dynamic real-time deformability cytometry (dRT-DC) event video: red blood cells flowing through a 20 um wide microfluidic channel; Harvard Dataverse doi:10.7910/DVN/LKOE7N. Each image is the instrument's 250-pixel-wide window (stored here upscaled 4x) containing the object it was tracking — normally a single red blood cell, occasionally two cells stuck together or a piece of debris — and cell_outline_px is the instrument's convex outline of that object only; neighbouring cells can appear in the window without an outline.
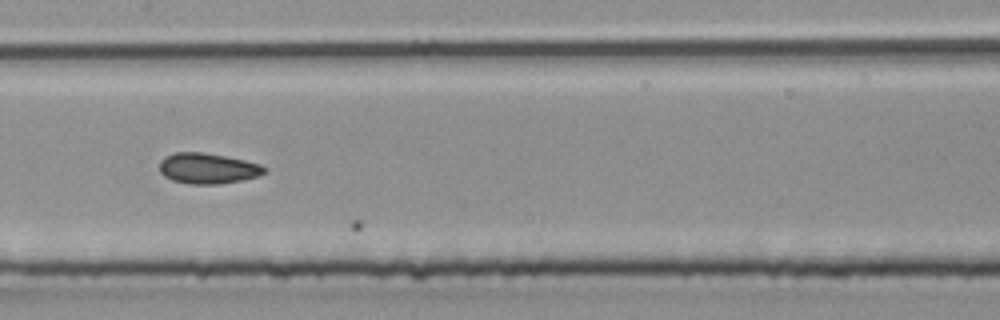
{"species": "common noctule bat (a hibernating species)", "species_latin": "Nyctalus noctula", "temperature_condition": "room temperature", "stored_images_in_passage": 14, "camera_frame_rate_fps": 3000, "um_per_image_px": 0.085, "animal": {"sex": "male", "body_mass_g": 20.4}, "frame": {"image": 1, "passage_image": 13, "time_ms": 4.0, "image_size_px": [1000, 320], "cell_outline_px": [[268, 172], [260, 176], [220, 184], [188, 184], [172, 180], [164, 176], [160, 172], [160, 160], [164, 156], [176, 152], [204, 152], [244, 160], [260, 164], [268, 168]], "centroid_in_image_um": [17.67, 14.31], "position_along_channel_um": 189.7, "area_um2": 18.9}}